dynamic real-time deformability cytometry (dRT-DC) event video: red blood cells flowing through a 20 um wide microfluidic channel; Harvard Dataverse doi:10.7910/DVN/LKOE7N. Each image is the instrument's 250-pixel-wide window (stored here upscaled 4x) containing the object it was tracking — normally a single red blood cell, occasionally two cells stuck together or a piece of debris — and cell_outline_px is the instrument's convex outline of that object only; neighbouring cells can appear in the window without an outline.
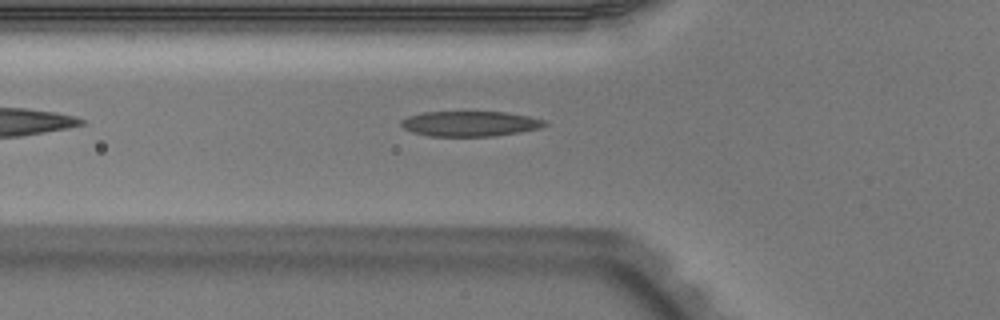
{"species": "Egyptian fruit bat (a non-hibernating species)", "species_latin": "Rousettus aegyptiacus", "temperature_condition": "warm", "stored_images_in_passage": 36, "camera_frame_rate_fps": 3000, "um_per_image_px": 0.085, "animal": {"sex": "male"}, "frame": {"image": 1, "passage_image": 3, "time_ms": 0.667, "image_size_px": [1000, 320], "cell_outline_px": [[548, 124], [540, 128], [520, 132], [496, 136], [428, 136], [412, 132], [404, 128], [400, 124], [400, 120], [408, 116], [424, 112], [504, 112], [528, 116], [544, 120]], "centroid_in_image_um": [39.93, 10.52], "position_along_channel_um": 85.9, "area_um2": 21.1}}
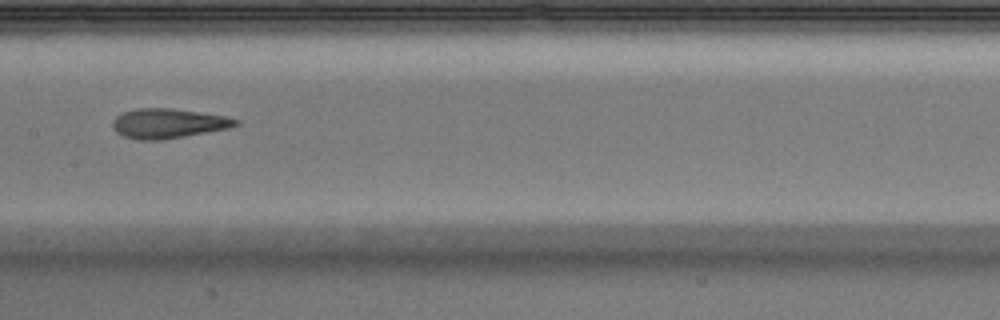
{"frame": {"image": 2, "passage_image": 11, "time_ms": 3.333, "image_size_px": [1000, 320], "cell_outline_px": [[240, 124], [228, 128], [164, 140], [140, 140], [124, 136], [116, 132], [112, 128], [112, 120], [116, 116], [124, 112], [136, 108], [168, 108], [200, 112], [228, 116], [240, 120]], "centroid_in_image_um": [14.3, 10.49], "position_along_channel_um": 193.1, "area_um2": 21.39}}
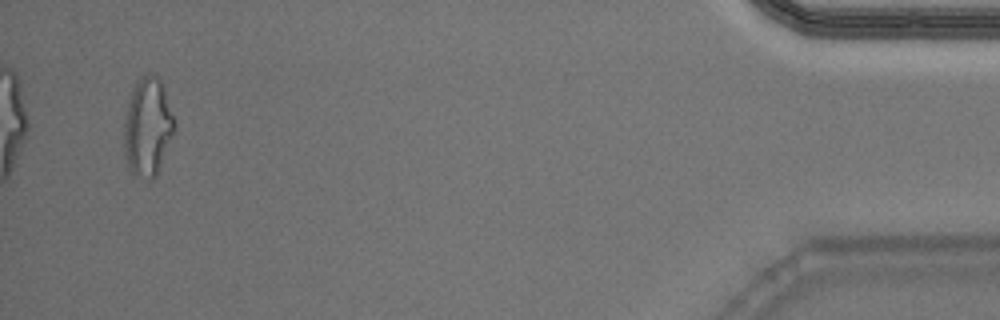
{"frame": {"image": 3, "passage_image": 34, "time_ms": 11.0, "image_size_px": [1000, 320], "cell_outline_px": [[176, 128], [156, 176], [152, 180], [132, 172], [124, 156], [124, 116], [128, 100], [132, 88], [140, 76], [148, 72], [160, 76], [176, 120]], "centroid_in_image_um": [12.57, 10.71], "position_along_channel_um": 422.6, "area_um2": 29.42}, "authors_computed_cell_mechanics": {"area_um2": 21.3571, "velocity_mm_per_s": 3.9809, "shape_relaxation_time_tau1_ms": 8.4769, "shape_relaxation_time_tau2_ms": 2.2401, "deformation_change_tau1": 0.2631, "deformation_change_tau2": 0.122}}